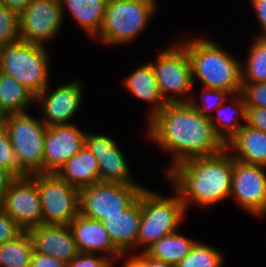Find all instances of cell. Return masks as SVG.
<instances>
[{"label":"cell","mask_w":266,"mask_h":267,"mask_svg":"<svg viewBox=\"0 0 266 267\" xmlns=\"http://www.w3.org/2000/svg\"><path fill=\"white\" fill-rule=\"evenodd\" d=\"M60 0H32L20 13L21 41L45 46L63 25Z\"/></svg>","instance_id":"12"},{"label":"cell","mask_w":266,"mask_h":267,"mask_svg":"<svg viewBox=\"0 0 266 267\" xmlns=\"http://www.w3.org/2000/svg\"><path fill=\"white\" fill-rule=\"evenodd\" d=\"M85 131L75 124L49 126L44 139V172L57 170L85 145Z\"/></svg>","instance_id":"16"},{"label":"cell","mask_w":266,"mask_h":267,"mask_svg":"<svg viewBox=\"0 0 266 267\" xmlns=\"http://www.w3.org/2000/svg\"><path fill=\"white\" fill-rule=\"evenodd\" d=\"M231 99V94L225 90L212 88H204L199 96L201 103L196 101L194 97L190 98L189 104L195 108L200 114L210 118L217 107L221 106L224 101Z\"/></svg>","instance_id":"31"},{"label":"cell","mask_w":266,"mask_h":267,"mask_svg":"<svg viewBox=\"0 0 266 267\" xmlns=\"http://www.w3.org/2000/svg\"><path fill=\"white\" fill-rule=\"evenodd\" d=\"M257 20L262 28V33L258 37H266V0H250Z\"/></svg>","instance_id":"38"},{"label":"cell","mask_w":266,"mask_h":267,"mask_svg":"<svg viewBox=\"0 0 266 267\" xmlns=\"http://www.w3.org/2000/svg\"><path fill=\"white\" fill-rule=\"evenodd\" d=\"M226 149L230 151L232 157L237 161L266 166V132L245 124L226 143Z\"/></svg>","instance_id":"21"},{"label":"cell","mask_w":266,"mask_h":267,"mask_svg":"<svg viewBox=\"0 0 266 267\" xmlns=\"http://www.w3.org/2000/svg\"><path fill=\"white\" fill-rule=\"evenodd\" d=\"M165 175L186 210L192 203L201 208L212 207L230 197L233 157L225 148L212 156L180 162Z\"/></svg>","instance_id":"2"},{"label":"cell","mask_w":266,"mask_h":267,"mask_svg":"<svg viewBox=\"0 0 266 267\" xmlns=\"http://www.w3.org/2000/svg\"><path fill=\"white\" fill-rule=\"evenodd\" d=\"M248 58L241 63L242 83L266 82V37L254 38Z\"/></svg>","instance_id":"28"},{"label":"cell","mask_w":266,"mask_h":267,"mask_svg":"<svg viewBox=\"0 0 266 267\" xmlns=\"http://www.w3.org/2000/svg\"><path fill=\"white\" fill-rule=\"evenodd\" d=\"M266 166L246 164L233 158L230 196L250 215L266 214Z\"/></svg>","instance_id":"13"},{"label":"cell","mask_w":266,"mask_h":267,"mask_svg":"<svg viewBox=\"0 0 266 267\" xmlns=\"http://www.w3.org/2000/svg\"><path fill=\"white\" fill-rule=\"evenodd\" d=\"M3 197L0 195V210L2 209Z\"/></svg>","instance_id":"44"},{"label":"cell","mask_w":266,"mask_h":267,"mask_svg":"<svg viewBox=\"0 0 266 267\" xmlns=\"http://www.w3.org/2000/svg\"><path fill=\"white\" fill-rule=\"evenodd\" d=\"M191 65L193 84L198 78L203 88L225 90L231 95L241 92V62L214 41L194 38L180 41Z\"/></svg>","instance_id":"3"},{"label":"cell","mask_w":266,"mask_h":267,"mask_svg":"<svg viewBox=\"0 0 266 267\" xmlns=\"http://www.w3.org/2000/svg\"><path fill=\"white\" fill-rule=\"evenodd\" d=\"M83 89V84L78 79L59 84L52 91L48 85L35 98V103H39L41 107L40 119L47 127L74 124L70 121L76 116L81 105Z\"/></svg>","instance_id":"14"},{"label":"cell","mask_w":266,"mask_h":267,"mask_svg":"<svg viewBox=\"0 0 266 267\" xmlns=\"http://www.w3.org/2000/svg\"><path fill=\"white\" fill-rule=\"evenodd\" d=\"M135 255L144 263L145 267H175L167 262L149 256L145 251L137 252Z\"/></svg>","instance_id":"39"},{"label":"cell","mask_w":266,"mask_h":267,"mask_svg":"<svg viewBox=\"0 0 266 267\" xmlns=\"http://www.w3.org/2000/svg\"><path fill=\"white\" fill-rule=\"evenodd\" d=\"M0 166L8 169L16 178L27 175L18 165L5 124L0 126Z\"/></svg>","instance_id":"32"},{"label":"cell","mask_w":266,"mask_h":267,"mask_svg":"<svg viewBox=\"0 0 266 267\" xmlns=\"http://www.w3.org/2000/svg\"><path fill=\"white\" fill-rule=\"evenodd\" d=\"M224 260L220 249L196 241L191 251L175 267H222Z\"/></svg>","instance_id":"29"},{"label":"cell","mask_w":266,"mask_h":267,"mask_svg":"<svg viewBox=\"0 0 266 267\" xmlns=\"http://www.w3.org/2000/svg\"><path fill=\"white\" fill-rule=\"evenodd\" d=\"M147 126L148 138L172 155L165 174L180 162L212 156L226 148L210 119L189 103H167Z\"/></svg>","instance_id":"1"},{"label":"cell","mask_w":266,"mask_h":267,"mask_svg":"<svg viewBox=\"0 0 266 267\" xmlns=\"http://www.w3.org/2000/svg\"><path fill=\"white\" fill-rule=\"evenodd\" d=\"M20 41V13L0 3V47Z\"/></svg>","instance_id":"30"},{"label":"cell","mask_w":266,"mask_h":267,"mask_svg":"<svg viewBox=\"0 0 266 267\" xmlns=\"http://www.w3.org/2000/svg\"><path fill=\"white\" fill-rule=\"evenodd\" d=\"M96 253L78 252L77 256L66 264V267H113L114 262L107 256Z\"/></svg>","instance_id":"34"},{"label":"cell","mask_w":266,"mask_h":267,"mask_svg":"<svg viewBox=\"0 0 266 267\" xmlns=\"http://www.w3.org/2000/svg\"><path fill=\"white\" fill-rule=\"evenodd\" d=\"M36 96L10 75L0 71V107L6 112L23 113L35 103Z\"/></svg>","instance_id":"26"},{"label":"cell","mask_w":266,"mask_h":267,"mask_svg":"<svg viewBox=\"0 0 266 267\" xmlns=\"http://www.w3.org/2000/svg\"><path fill=\"white\" fill-rule=\"evenodd\" d=\"M32 0H0L1 4L21 13Z\"/></svg>","instance_id":"41"},{"label":"cell","mask_w":266,"mask_h":267,"mask_svg":"<svg viewBox=\"0 0 266 267\" xmlns=\"http://www.w3.org/2000/svg\"><path fill=\"white\" fill-rule=\"evenodd\" d=\"M108 0H60L63 18L68 9L72 18L92 38L99 33Z\"/></svg>","instance_id":"24"},{"label":"cell","mask_w":266,"mask_h":267,"mask_svg":"<svg viewBox=\"0 0 266 267\" xmlns=\"http://www.w3.org/2000/svg\"><path fill=\"white\" fill-rule=\"evenodd\" d=\"M125 257L127 258L123 267H145L144 263L135 254H125Z\"/></svg>","instance_id":"42"},{"label":"cell","mask_w":266,"mask_h":267,"mask_svg":"<svg viewBox=\"0 0 266 267\" xmlns=\"http://www.w3.org/2000/svg\"><path fill=\"white\" fill-rule=\"evenodd\" d=\"M28 233L36 253L51 256L66 264L78 254L69 225L43 224L30 229Z\"/></svg>","instance_id":"18"},{"label":"cell","mask_w":266,"mask_h":267,"mask_svg":"<svg viewBox=\"0 0 266 267\" xmlns=\"http://www.w3.org/2000/svg\"><path fill=\"white\" fill-rule=\"evenodd\" d=\"M141 216V201L138 198L121 215L106 216L100 220L115 246L123 254H130L137 249Z\"/></svg>","instance_id":"19"},{"label":"cell","mask_w":266,"mask_h":267,"mask_svg":"<svg viewBox=\"0 0 266 267\" xmlns=\"http://www.w3.org/2000/svg\"><path fill=\"white\" fill-rule=\"evenodd\" d=\"M4 124L19 167L27 175L44 172L45 123L23 112L7 114Z\"/></svg>","instance_id":"7"},{"label":"cell","mask_w":266,"mask_h":267,"mask_svg":"<svg viewBox=\"0 0 266 267\" xmlns=\"http://www.w3.org/2000/svg\"><path fill=\"white\" fill-rule=\"evenodd\" d=\"M2 209L24 231L43 225L37 172L16 178L3 195Z\"/></svg>","instance_id":"11"},{"label":"cell","mask_w":266,"mask_h":267,"mask_svg":"<svg viewBox=\"0 0 266 267\" xmlns=\"http://www.w3.org/2000/svg\"><path fill=\"white\" fill-rule=\"evenodd\" d=\"M68 225L78 252L100 253L113 262L118 261V258H126L125 254L115 246L100 220L78 214Z\"/></svg>","instance_id":"17"},{"label":"cell","mask_w":266,"mask_h":267,"mask_svg":"<svg viewBox=\"0 0 266 267\" xmlns=\"http://www.w3.org/2000/svg\"><path fill=\"white\" fill-rule=\"evenodd\" d=\"M123 81L124 87L131 95L153 105L148 112L147 123L167 105L160 93L151 63L136 68Z\"/></svg>","instance_id":"20"},{"label":"cell","mask_w":266,"mask_h":267,"mask_svg":"<svg viewBox=\"0 0 266 267\" xmlns=\"http://www.w3.org/2000/svg\"><path fill=\"white\" fill-rule=\"evenodd\" d=\"M170 47L159 52L151 63L157 85L166 103H189L194 84L188 53L180 43Z\"/></svg>","instance_id":"8"},{"label":"cell","mask_w":266,"mask_h":267,"mask_svg":"<svg viewBox=\"0 0 266 267\" xmlns=\"http://www.w3.org/2000/svg\"><path fill=\"white\" fill-rule=\"evenodd\" d=\"M30 267H66V263L51 256L34 252Z\"/></svg>","instance_id":"37"},{"label":"cell","mask_w":266,"mask_h":267,"mask_svg":"<svg viewBox=\"0 0 266 267\" xmlns=\"http://www.w3.org/2000/svg\"><path fill=\"white\" fill-rule=\"evenodd\" d=\"M85 144L97 158L100 182L139 185L131 177L128 162L115 139L87 132Z\"/></svg>","instance_id":"15"},{"label":"cell","mask_w":266,"mask_h":267,"mask_svg":"<svg viewBox=\"0 0 266 267\" xmlns=\"http://www.w3.org/2000/svg\"><path fill=\"white\" fill-rule=\"evenodd\" d=\"M246 125L266 132V108L247 107Z\"/></svg>","instance_id":"36"},{"label":"cell","mask_w":266,"mask_h":267,"mask_svg":"<svg viewBox=\"0 0 266 267\" xmlns=\"http://www.w3.org/2000/svg\"><path fill=\"white\" fill-rule=\"evenodd\" d=\"M34 246L28 232L0 244V267H30Z\"/></svg>","instance_id":"27"},{"label":"cell","mask_w":266,"mask_h":267,"mask_svg":"<svg viewBox=\"0 0 266 267\" xmlns=\"http://www.w3.org/2000/svg\"><path fill=\"white\" fill-rule=\"evenodd\" d=\"M240 93L247 107L266 108V82L242 83Z\"/></svg>","instance_id":"33"},{"label":"cell","mask_w":266,"mask_h":267,"mask_svg":"<svg viewBox=\"0 0 266 267\" xmlns=\"http://www.w3.org/2000/svg\"><path fill=\"white\" fill-rule=\"evenodd\" d=\"M144 186L98 182L79 190V214L102 220L121 215L137 199Z\"/></svg>","instance_id":"9"},{"label":"cell","mask_w":266,"mask_h":267,"mask_svg":"<svg viewBox=\"0 0 266 267\" xmlns=\"http://www.w3.org/2000/svg\"><path fill=\"white\" fill-rule=\"evenodd\" d=\"M231 99L230 104L225 105L224 101L221 106L216 108L217 115L214 114L209 118L215 132L225 144L247 123V105L242 94H233ZM241 121L244 124H241Z\"/></svg>","instance_id":"23"},{"label":"cell","mask_w":266,"mask_h":267,"mask_svg":"<svg viewBox=\"0 0 266 267\" xmlns=\"http://www.w3.org/2000/svg\"><path fill=\"white\" fill-rule=\"evenodd\" d=\"M49 60L45 46L20 41L0 47V71L13 77L35 96L50 85Z\"/></svg>","instance_id":"6"},{"label":"cell","mask_w":266,"mask_h":267,"mask_svg":"<svg viewBox=\"0 0 266 267\" xmlns=\"http://www.w3.org/2000/svg\"><path fill=\"white\" fill-rule=\"evenodd\" d=\"M172 197L162 196L143 188L138 198L141 201L142 216L139 226L137 249L145 251L154 242L179 230L186 209L178 193ZM139 246V247H138Z\"/></svg>","instance_id":"5"},{"label":"cell","mask_w":266,"mask_h":267,"mask_svg":"<svg viewBox=\"0 0 266 267\" xmlns=\"http://www.w3.org/2000/svg\"><path fill=\"white\" fill-rule=\"evenodd\" d=\"M24 231L18 224L3 210H0V244L15 240Z\"/></svg>","instance_id":"35"},{"label":"cell","mask_w":266,"mask_h":267,"mask_svg":"<svg viewBox=\"0 0 266 267\" xmlns=\"http://www.w3.org/2000/svg\"><path fill=\"white\" fill-rule=\"evenodd\" d=\"M56 174L79 190L100 182L97 158L86 144L68 159Z\"/></svg>","instance_id":"22"},{"label":"cell","mask_w":266,"mask_h":267,"mask_svg":"<svg viewBox=\"0 0 266 267\" xmlns=\"http://www.w3.org/2000/svg\"><path fill=\"white\" fill-rule=\"evenodd\" d=\"M43 224L68 225L79 214V189L53 172H37Z\"/></svg>","instance_id":"10"},{"label":"cell","mask_w":266,"mask_h":267,"mask_svg":"<svg viewBox=\"0 0 266 267\" xmlns=\"http://www.w3.org/2000/svg\"><path fill=\"white\" fill-rule=\"evenodd\" d=\"M16 177L6 168L0 166V195L3 197Z\"/></svg>","instance_id":"40"},{"label":"cell","mask_w":266,"mask_h":267,"mask_svg":"<svg viewBox=\"0 0 266 267\" xmlns=\"http://www.w3.org/2000/svg\"><path fill=\"white\" fill-rule=\"evenodd\" d=\"M196 241L177 230L154 242L145 252L155 259L176 266L191 251Z\"/></svg>","instance_id":"25"},{"label":"cell","mask_w":266,"mask_h":267,"mask_svg":"<svg viewBox=\"0 0 266 267\" xmlns=\"http://www.w3.org/2000/svg\"><path fill=\"white\" fill-rule=\"evenodd\" d=\"M6 116H7L6 112L0 107V126L4 125Z\"/></svg>","instance_id":"43"},{"label":"cell","mask_w":266,"mask_h":267,"mask_svg":"<svg viewBox=\"0 0 266 267\" xmlns=\"http://www.w3.org/2000/svg\"><path fill=\"white\" fill-rule=\"evenodd\" d=\"M157 0H108L103 23L95 36L108 46L128 44L144 32L157 10Z\"/></svg>","instance_id":"4"}]
</instances>
